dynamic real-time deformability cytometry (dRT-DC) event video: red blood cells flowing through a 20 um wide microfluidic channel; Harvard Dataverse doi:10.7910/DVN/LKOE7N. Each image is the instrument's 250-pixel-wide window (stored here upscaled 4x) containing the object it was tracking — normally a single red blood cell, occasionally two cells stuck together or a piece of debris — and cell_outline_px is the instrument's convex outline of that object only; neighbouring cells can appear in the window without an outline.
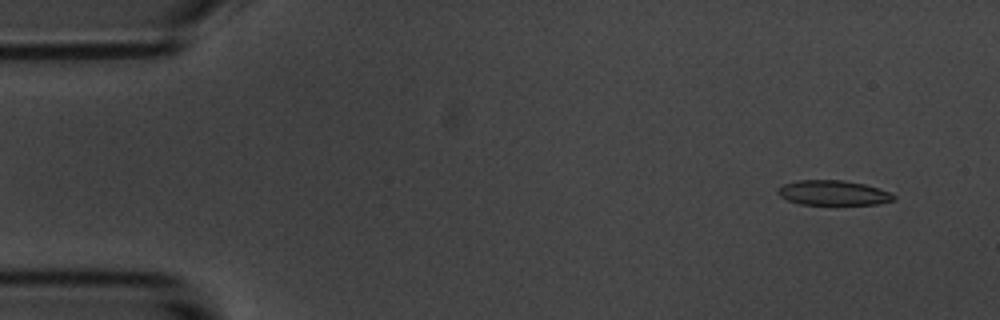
{"species": "common noctule bat (a hibernating species)", "species_latin": "Nyctalus noctula", "temperature_condition": "room temperature", "stored_images_in_passage": 55, "camera_frame_rate_fps": 3000, "um_per_image_px": 0.085, "animal": {"sex": "male", "body_mass_g": 20.1, "forearm_length_mm": 53.5}, "frame": {"image": 1, "passage_image": 3, "time_ms": 0.667, "image_size_px": [1000, 320], "cell_outline_px": [[896, 200], [876, 204], [800, 204], [788, 200], [780, 196], [776, 192], [776, 188], [784, 184], [796, 180], [844, 180], [864, 184], [888, 192], [896, 196]], "centroid_in_image_um": [70.78, 16.38], "position_along_channel_um": 14.2, "area_um2": 16.7}}
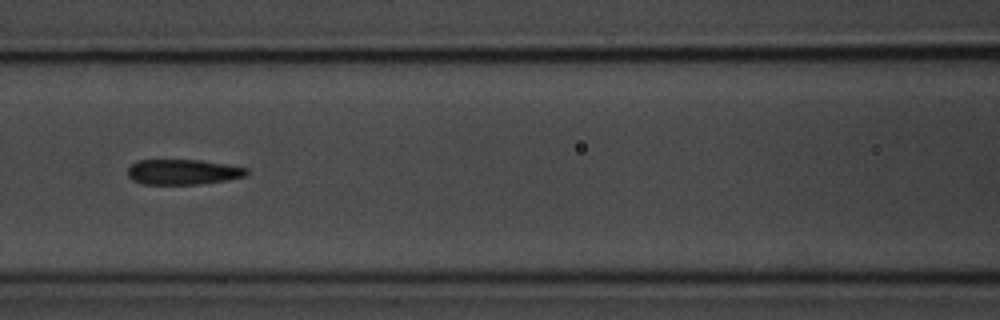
{"frame": {"image": 2, "passage_image": 23, "time_ms": 7.333, "image_size_px": [1000, 320], "cell_outline_px": [[248, 172], [244, 176], [224, 180], [200, 184], [144, 184], [132, 180], [128, 176], [128, 168], [136, 160], [200, 160], [228, 164], [248, 168]], "centroid_in_image_um": [15.53, 14.61], "position_along_channel_um": 151.1, "area_um2": 17.46}}
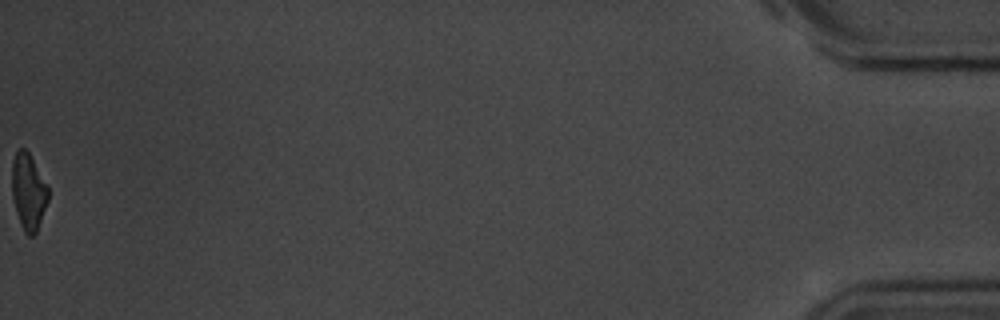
{"frame": {"image": 3, "passage_image": 55, "time_ms": 18.0, "image_size_px": [1000, 320], "cell_outline_px": [[48, 200], [36, 232], [32, 236], [28, 236], [24, 232], [20, 224], [16, 212], [12, 196], [12, 160], [16, 152], [20, 148], [24, 148], [28, 152], [48, 188]], "centroid_in_image_um": [2.39, 16.31], "position_along_channel_um": 432.8, "area_um2": 15.84}, "authors_computed_cell_mechanics": {"area_um2": 17.9758, "velocity_mm_per_s": 3.5996, "shape_relaxation_time_tau1_ms": 4.3812, "shape_relaxation_time_tau2_ms": 3.8629, "deformation_change_tau1": 0.1729, "deformation_change_tau2": 0.1297}}